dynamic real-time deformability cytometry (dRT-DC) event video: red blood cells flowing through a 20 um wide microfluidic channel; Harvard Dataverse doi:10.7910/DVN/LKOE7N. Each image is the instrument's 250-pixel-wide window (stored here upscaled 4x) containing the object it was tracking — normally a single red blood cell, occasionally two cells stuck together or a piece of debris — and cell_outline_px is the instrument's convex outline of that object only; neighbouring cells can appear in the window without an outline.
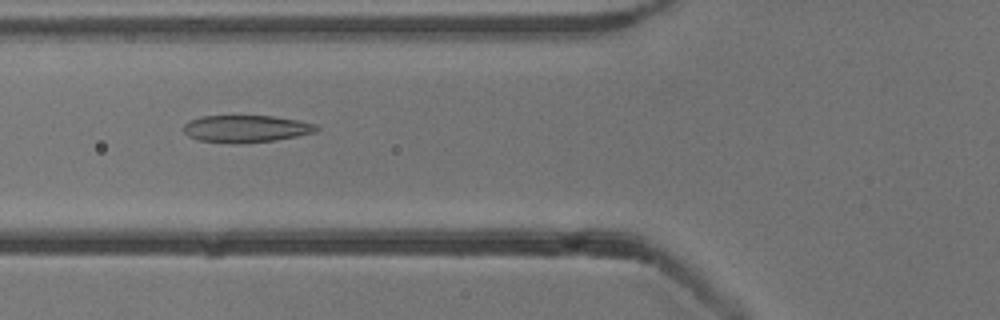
{"species": "common noctule bat (a hibernating species)", "species_latin": "Nyctalus noctula", "temperature_condition": "cold", "stored_images_in_passage": 53, "camera_frame_rate_fps": 3000, "um_per_image_px": 0.085, "animal": {"sex": "male", "body_mass_g": 13.3}, "frame": {"image": 1, "passage_image": 20, "time_ms": 6.333, "image_size_px": [1000, 320], "cell_outline_px": [[320, 128], [316, 132], [276, 140], [240, 144], [232, 144], [200, 140], [188, 136], [184, 132], [184, 124], [188, 120], [200, 116], [272, 116], [296, 120], [316, 124]], "centroid_in_image_um": [20.89, 10.95], "position_along_channel_um": 104.9, "area_um2": 21.15}}
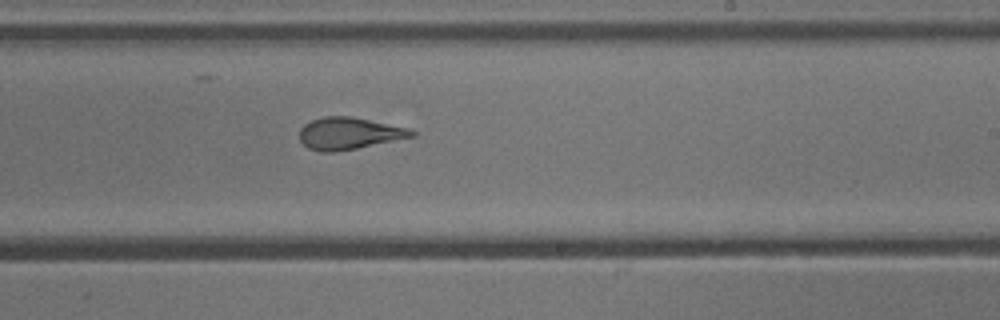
{"frame": {"image": 2, "passage_image": 32, "time_ms": 10.333, "image_size_px": [1000, 320], "cell_outline_px": [[416, 136], [336, 152], [320, 152], [308, 148], [300, 140], [300, 128], [304, 124], [312, 120], [324, 116], [352, 116], [408, 128], [416, 132]], "centroid_in_image_um": [29.65, 11.34], "position_along_channel_um": 259.3, "area_um2": 20.87}}
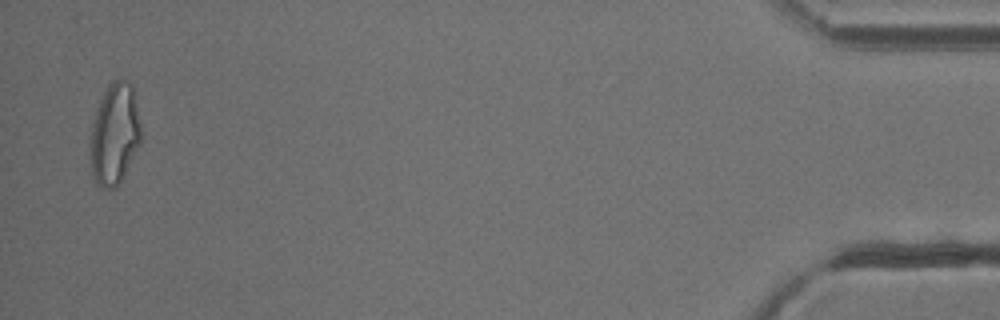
{"frame": {"image": 3, "passage_image": 52, "time_ms": 17.0, "image_size_px": [1000, 320], "cell_outline_px": [[144, 132], [140, 144], [116, 188], [100, 188], [96, 184], [92, 176], [88, 144], [92, 124], [96, 108], [108, 84], [112, 80], [128, 80], [132, 84]], "centroid_in_image_um": [9.74, 11.38], "position_along_channel_um": 425.5, "area_um2": 30.81}, "authors_computed_cell_mechanics": {"area_um2": 22.7732, "velocity_mm_per_s": 3.858, "shape_relaxation_time_tau1_ms": 10.25, "shape_relaxation_time_tau2_ms": 1.3441, "deformation_change_tau1": 0.2707, "deformation_change_tau2": 0.0919}}